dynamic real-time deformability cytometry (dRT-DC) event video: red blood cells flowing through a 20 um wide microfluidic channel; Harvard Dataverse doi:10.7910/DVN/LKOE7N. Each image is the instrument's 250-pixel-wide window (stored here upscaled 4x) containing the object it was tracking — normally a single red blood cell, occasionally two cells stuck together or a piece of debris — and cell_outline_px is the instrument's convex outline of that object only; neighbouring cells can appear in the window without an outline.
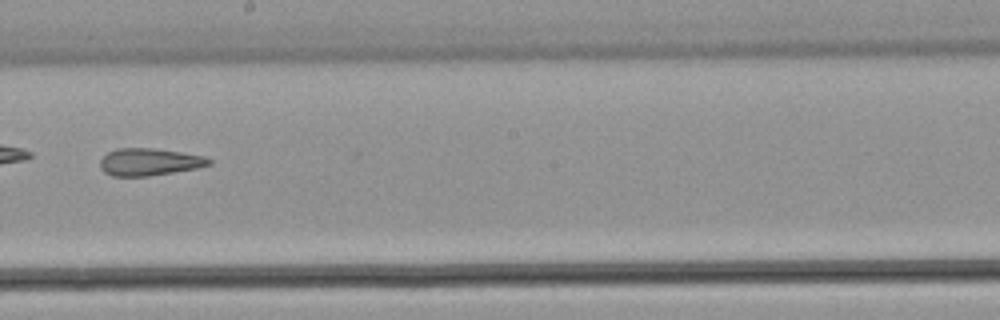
{"species": "common noctule bat (a hibernating species)", "species_latin": "Nyctalus noctula", "temperature_condition": "warm", "stored_images_in_passage": 51, "camera_frame_rate_fps": 3000, "um_per_image_px": 0.085, "animal": {"sex": "male", "body_mass_g": 21.5, "forearm_length_mm": 52.0}, "frame": {"image": 1, "passage_image": 30, "time_ms": 9.667, "image_size_px": [1000, 320], "cell_outline_px": [[212, 164], [196, 168], [148, 176], [112, 176], [104, 172], [100, 168], [100, 160], [108, 152], [116, 148], [152, 148], [180, 152], [204, 156], [212, 160]], "centroid_in_image_um": [12.67, 13.76], "position_along_channel_um": 235.5, "area_um2": 17.22}, "authors_computed_cell_mechanics": {"area_um2": 24.7384, "velocity_mm_per_s": 3.8848, "shape_relaxation_time_tau1_ms": null, "shape_relaxation_time_tau2_ms": 3.0004, "deformation_change_tau1": null, "deformation_change_tau2": 0.1319}}